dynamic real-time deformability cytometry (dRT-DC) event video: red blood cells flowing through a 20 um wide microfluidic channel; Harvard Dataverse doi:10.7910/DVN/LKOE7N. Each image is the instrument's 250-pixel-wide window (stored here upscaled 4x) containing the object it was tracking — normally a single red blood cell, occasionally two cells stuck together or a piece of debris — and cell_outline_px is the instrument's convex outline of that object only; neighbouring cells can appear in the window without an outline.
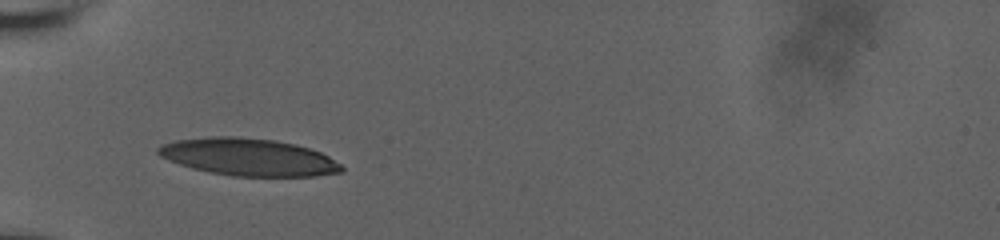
{"species": "human", "species_latin": "Homo sapiens", "temperature_condition": "room temperature", "stored_images_in_passage": 28, "camera_frame_rate_fps": 3000, "um_per_image_px": 0.085, "donor": {"sex": "male"}, "frame": {"image": 1, "passage_image": 1, "time_ms": 0.0, "image_size_px": [1000, 240], "cell_outline_px": [[344, 168], [340, 172], [316, 176], [232, 176], [208, 172], [192, 168], [168, 160], [160, 156], [156, 152], [156, 148], [164, 144], [176, 140], [212, 136], [240, 136], [276, 140], [296, 144], [320, 152], [328, 156], [340, 164]], "centroid_in_image_um": [21.1, 13.34], "position_along_channel_um": 63.9, "area_um2": 39.94}}
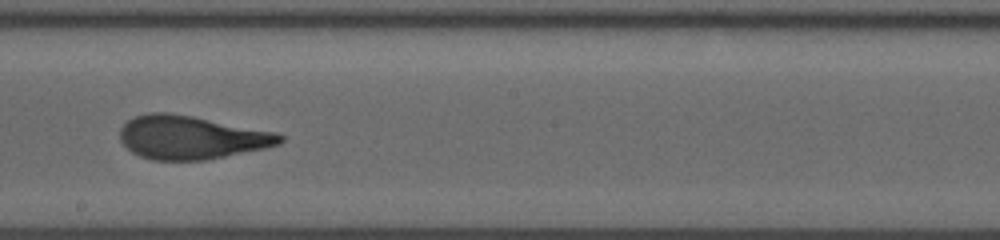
{"frame": {"image": 2, "passage_image": 18, "time_ms": 4.667, "image_size_px": [1000, 240], "cell_outline_px": [[284, 140], [280, 144], [264, 148], [204, 160], [152, 160], [140, 156], [132, 152], [120, 140], [120, 128], [128, 120], [136, 116], [148, 112], [168, 112], [192, 116], [276, 132], [284, 136]], "centroid_in_image_um": [16.24, 11.67], "position_along_channel_um": 232.0, "area_um2": 40.29}}
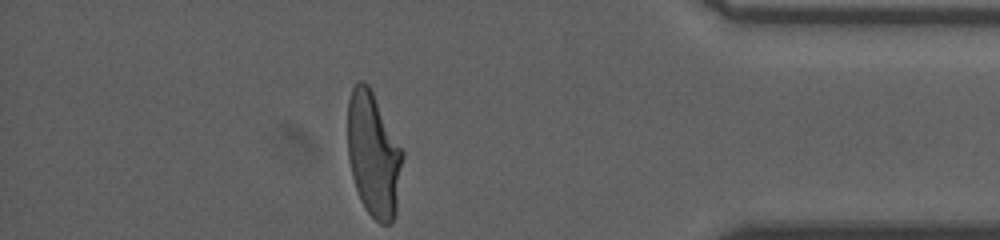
{"frame": {"image": 3, "passage_image": 28, "time_ms": 10.0, "image_size_px": [1000, 240], "cell_outline_px": [[404, 156], [396, 212], [392, 224], [380, 224], [364, 208], [360, 200], [352, 176], [348, 156], [348, 100], [352, 88], [356, 80], [364, 80], [368, 84], [404, 152]], "centroid_in_image_um": [31.75, 13.15], "position_along_channel_um": 403.4, "area_um2": 40.06}, "authors_computed_cell_mechanics": {"area_um2": 40.2577, "velocity_mm_per_s": 3.7796, "shape_relaxation_time_tau1_ms": 6.6702, "shape_relaxation_time_tau2_ms": 0.9512, "deformation_change_tau1": 0.2424, "deformation_change_tau2": 0.079}}